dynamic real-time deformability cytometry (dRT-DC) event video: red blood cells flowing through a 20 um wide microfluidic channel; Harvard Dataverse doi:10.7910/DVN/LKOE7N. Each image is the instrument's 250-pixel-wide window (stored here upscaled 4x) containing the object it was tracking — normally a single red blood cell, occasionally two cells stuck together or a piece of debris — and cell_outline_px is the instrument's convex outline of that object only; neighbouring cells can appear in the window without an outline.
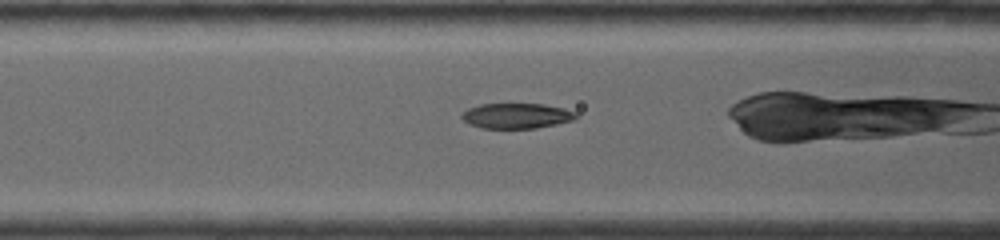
{"species": "common noctule bat (a hibernating species)", "species_latin": "Nyctalus noctula", "temperature_condition": "warm", "stored_images_in_passage": 35, "camera_frame_rate_fps": 4500, "um_per_image_px": 0.085, "animal": {"sex": "female", "body_mass_g": 19.0, "forearm_length_mm": 53.3}, "frame": {"image": 1, "passage_image": 6, "time_ms": 2.0, "image_size_px": [1000, 240], "cell_outline_px": [[576, 120], [536, 128], [480, 128], [468, 124], [460, 116], [468, 108], [480, 104], [544, 104], [564, 108], [576, 112]], "centroid_in_image_um": [43.91, 9.84], "position_along_channel_um": 122.7, "area_um2": 16.88}}